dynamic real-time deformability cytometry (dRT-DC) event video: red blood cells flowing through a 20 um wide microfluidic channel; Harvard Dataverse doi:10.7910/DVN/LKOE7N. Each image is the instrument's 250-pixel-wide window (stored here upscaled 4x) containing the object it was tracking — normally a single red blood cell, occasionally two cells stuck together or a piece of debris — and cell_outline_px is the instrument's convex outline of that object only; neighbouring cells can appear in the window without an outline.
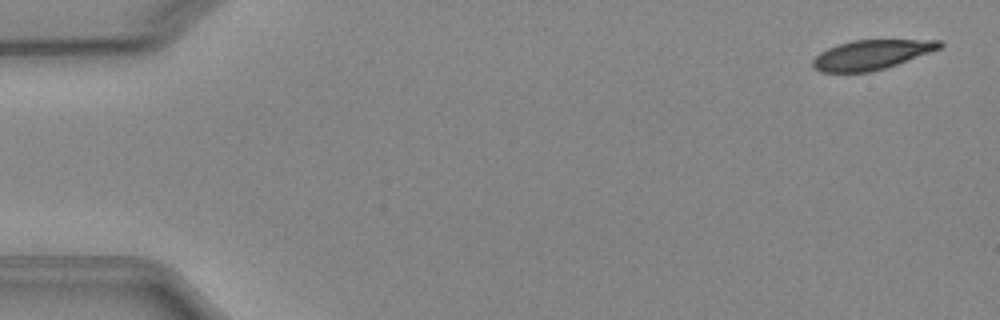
{"species": "Egyptian fruit bat (a non-hibernating species)", "species_latin": "Rousettus aegyptiacus", "temperature_condition": "cold", "stored_images_in_passage": 4, "camera_frame_rate_fps": 3000, "um_per_image_px": 0.085, "animal": {"sex": "female"}, "frame": {"image": 1, "passage_image": 1, "time_ms": 0.0, "image_size_px": [1000, 320], "cell_outline_px": [[944, 44], [940, 48], [896, 64], [872, 72], [820, 72], [812, 68], [812, 60], [820, 52], [836, 44], [852, 40], [940, 40]], "centroid_in_image_um": [74.0, 4.65], "position_along_channel_um": 11.0, "area_um2": 21.73}}